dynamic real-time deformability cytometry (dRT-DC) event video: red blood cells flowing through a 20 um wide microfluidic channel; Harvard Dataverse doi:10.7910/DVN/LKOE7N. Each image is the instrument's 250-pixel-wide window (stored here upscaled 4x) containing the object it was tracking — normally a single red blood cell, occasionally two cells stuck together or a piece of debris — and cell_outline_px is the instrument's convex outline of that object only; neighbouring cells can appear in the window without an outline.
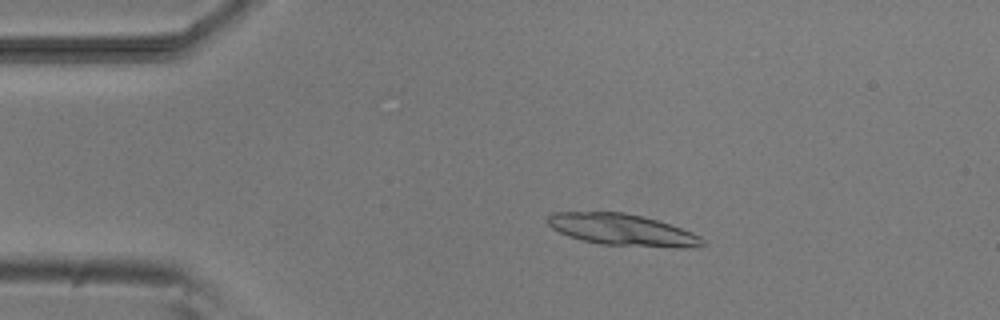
{"species": "common noctule bat (a hibernating species)", "species_latin": "Nyctalus noctula", "temperature_condition": "room temperature", "stored_images_in_passage": 8, "camera_frame_rate_fps": 3000, "um_per_image_px": 0.085, "animal": {"sex": "male", "body_mass_g": 20.5, "forearm_length_mm": 52.5}, "frame": {"image": 1, "passage_image": 3, "time_ms": 2.333, "image_size_px": [1000, 320], "cell_outline_px": [[704, 244], [692, 248], [672, 248], [600, 244], [568, 236], [552, 228], [548, 224], [548, 216], [552, 212], [624, 212], [656, 220], [692, 232], [700, 236], [704, 240]], "centroid_in_image_um": [52.91, 19.54], "position_along_channel_um": 32.1, "area_um2": 28.38}}
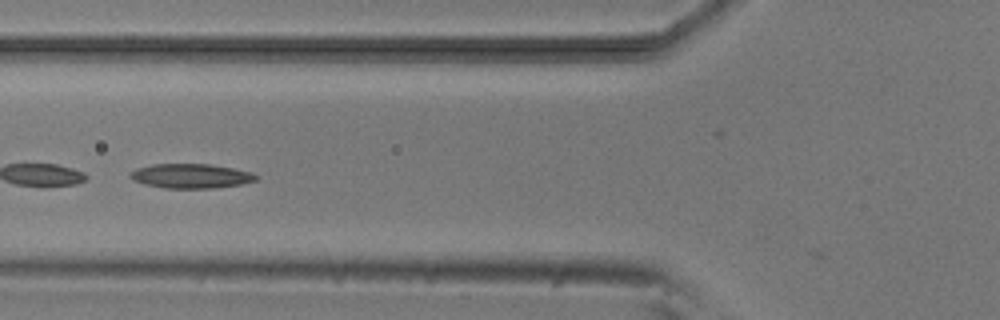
{"frame": {"image": 2, "passage_image": 6, "time_ms": 5.667, "image_size_px": [1000, 320], "cell_outline_px": [[260, 176], [256, 180], [240, 184], [212, 188], [164, 188], [144, 184], [132, 180], [128, 176], [128, 172], [136, 168], [152, 164], [208, 164], [232, 168], [252, 172]], "centroid_in_image_um": [16.18, 14.95], "position_along_channel_um": 109.6, "area_um2": 18.03}}
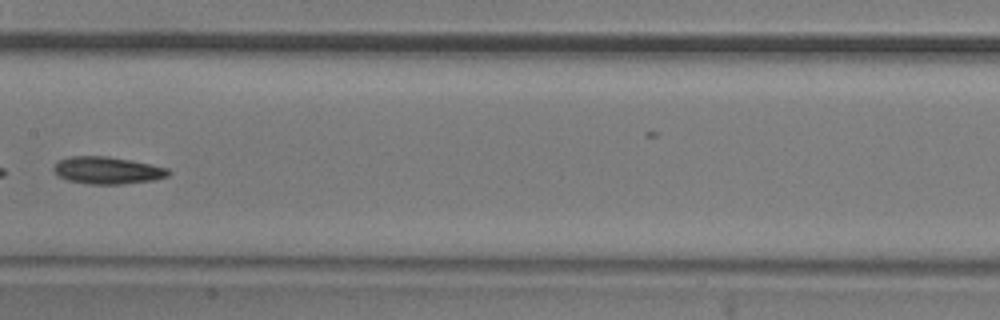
{"frame": {"image": 3, "passage_image": 8, "time_ms": 8.0, "image_size_px": [1000, 320], "cell_outline_px": [[172, 172], [168, 176], [152, 180], [120, 184], [88, 184], [68, 180], [60, 176], [52, 168], [60, 160], [68, 156], [108, 156], [132, 160], [168, 168]], "centroid_in_image_um": [9.15, 14.47], "position_along_channel_um": 198.2, "area_um2": 18.09}}